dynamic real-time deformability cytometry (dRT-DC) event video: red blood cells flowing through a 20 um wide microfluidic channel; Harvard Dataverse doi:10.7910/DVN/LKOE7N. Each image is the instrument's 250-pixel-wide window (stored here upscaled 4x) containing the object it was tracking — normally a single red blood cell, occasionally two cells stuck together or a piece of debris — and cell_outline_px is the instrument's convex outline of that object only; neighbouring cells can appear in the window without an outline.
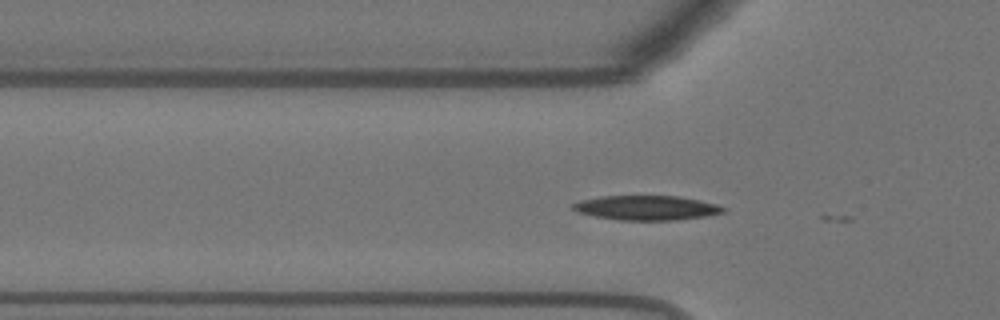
{"species": "Egyptian fruit bat (a non-hibernating species)", "species_latin": "Rousettus aegyptiacus", "temperature_condition": "warm", "stored_images_in_passage": 11, "camera_frame_rate_fps": 3000, "um_per_image_px": 0.085, "animal": {"sex": "female"}, "frame": {"image": 1, "passage_image": 2, "time_ms": 0.333, "image_size_px": [1000, 320], "cell_outline_px": [[724, 212], [704, 216], [676, 220], [620, 220], [592, 216], [576, 212], [572, 208], [572, 204], [580, 200], [600, 196], [676, 196], [700, 200], [716, 204], [724, 208]], "centroid_in_image_um": [54.89, 17.66], "position_along_channel_um": 70.9, "area_um2": 21.44}}
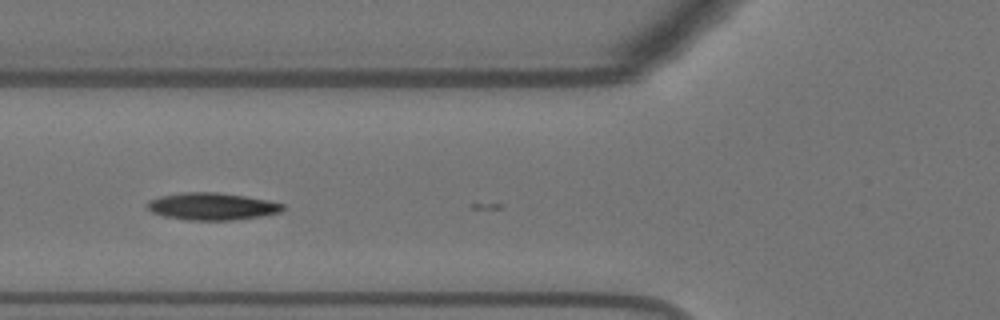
{"frame": {"image": 2, "passage_image": 5, "time_ms": 1.333, "image_size_px": [1000, 320], "cell_outline_px": [[288, 208], [280, 212], [260, 216], [232, 220], [188, 220], [164, 216], [152, 212], [148, 208], [148, 200], [160, 196], [184, 192], [216, 192], [244, 196], [268, 200], [284, 204]], "centroid_in_image_um": [18.05, 17.54], "position_along_channel_um": 107.8, "area_um2": 21.44}}
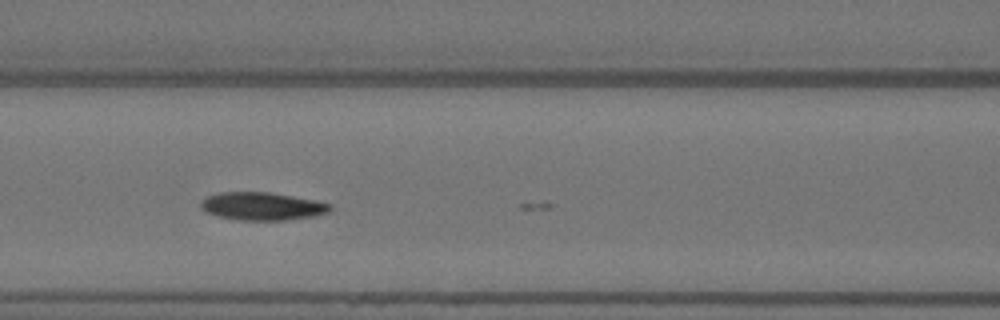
{"frame": {"image": 3, "passage_image": 8, "time_ms": 2.333, "image_size_px": [1000, 320], "cell_outline_px": [[332, 208], [328, 212], [312, 216], [288, 220], [240, 220], [216, 216], [200, 208], [200, 200], [208, 196], [220, 192], [268, 192], [312, 200], [332, 204]], "centroid_in_image_um": [22.24, 17.53], "position_along_channel_um": 144.4, "area_um2": 20.87}}